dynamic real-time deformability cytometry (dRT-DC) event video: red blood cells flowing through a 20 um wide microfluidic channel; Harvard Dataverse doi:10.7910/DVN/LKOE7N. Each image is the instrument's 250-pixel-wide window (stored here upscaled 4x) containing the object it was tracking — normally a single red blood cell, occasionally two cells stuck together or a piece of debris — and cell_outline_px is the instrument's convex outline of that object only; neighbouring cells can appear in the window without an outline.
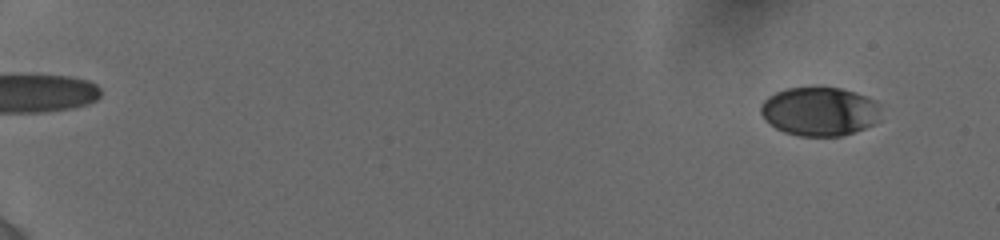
{"species": "human", "species_latin": "Homo sapiens", "temperature_condition": "cold", "stored_images_in_passage": 14, "camera_frame_rate_fps": 3000, "um_per_image_px": 0.085, "donor": {"sex": "female"}, "frame": {"image": 1, "passage_image": 3, "time_ms": 1.0, "image_size_px": [1000, 240], "cell_outline_px": [[880, 104], [872, 124], [864, 128], [840, 136], [800, 136], [784, 132], [776, 128], [764, 120], [760, 112], [760, 104], [768, 96], [784, 88], [816, 84], [820, 84], [840, 88], [856, 92], [876, 100]], "centroid_in_image_um": [69.58, 9.41], "position_along_channel_um": 15.4, "area_um2": 34.8}}
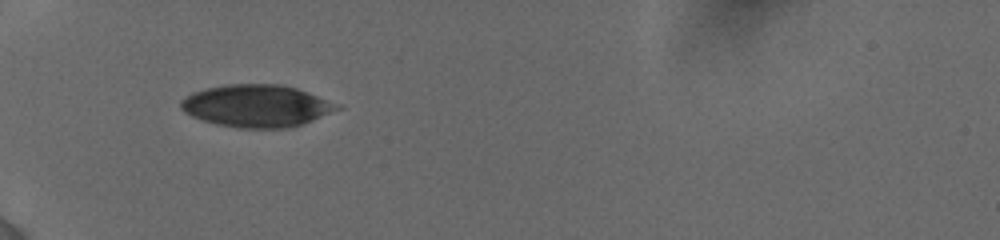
{"frame": {"image": 2, "passage_image": 11, "time_ms": 6.667, "image_size_px": [1000, 240], "cell_outline_px": [[344, 108], [304, 124], [288, 128], [236, 128], [216, 124], [192, 116], [184, 112], [180, 108], [180, 100], [192, 92], [204, 88], [228, 84], [280, 84], [296, 88], [308, 92], [340, 104]], "centroid_in_image_um": [21.84, 9.0], "position_along_channel_um": 63.2, "area_um2": 38.9}}
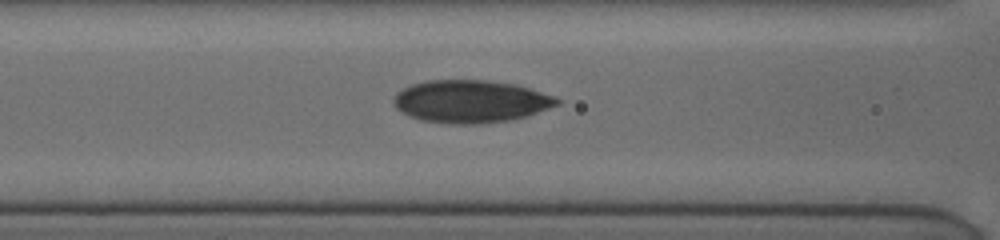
{"frame": {"image": 3, "passage_image": 14, "time_ms": 8.667, "image_size_px": [1000, 240], "cell_outline_px": [[560, 104], [528, 116], [512, 120], [480, 124], [452, 124], [420, 120], [396, 108], [392, 100], [392, 96], [396, 92], [412, 84], [424, 80], [484, 80], [512, 84], [528, 88], [552, 96], [560, 100]], "centroid_in_image_um": [39.98, 8.63], "position_along_channel_um": 126.6, "area_um2": 40.52}}